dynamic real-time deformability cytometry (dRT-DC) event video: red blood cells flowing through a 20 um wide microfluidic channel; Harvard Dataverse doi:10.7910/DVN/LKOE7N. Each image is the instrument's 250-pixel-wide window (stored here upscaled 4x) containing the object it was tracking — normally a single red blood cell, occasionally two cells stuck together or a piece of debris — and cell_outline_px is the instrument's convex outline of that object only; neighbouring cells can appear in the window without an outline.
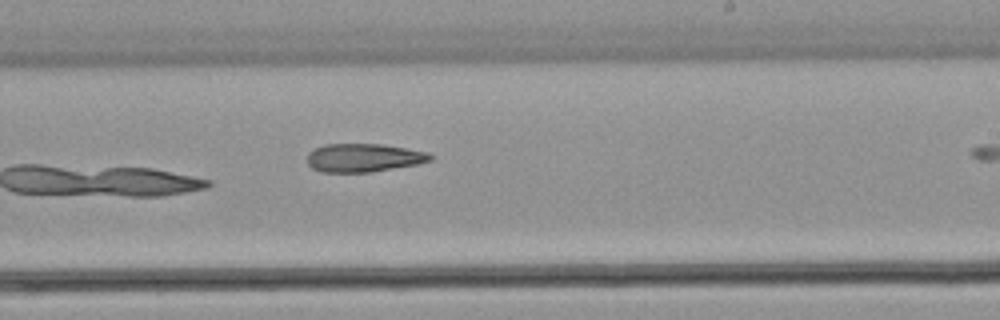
{"species": "common noctule bat (a hibernating species)", "species_latin": "Nyctalus noctula", "temperature_condition": "warm", "stored_images_in_passage": 22, "camera_frame_rate_fps": 3000, "um_per_image_px": 0.085, "animal": {"sex": "male", "body_mass_g": 21.5, "forearm_length_mm": 52.0}, "frame": {"image": 1, "passage_image": 22, "time_ms": 7.0, "image_size_px": [1000, 320], "cell_outline_px": [[432, 160], [416, 164], [372, 172], [324, 172], [312, 168], [308, 164], [308, 152], [324, 144], [380, 144], [428, 152], [432, 156]], "centroid_in_image_um": [30.89, 13.41], "position_along_channel_um": 258.1, "area_um2": 20.17}}